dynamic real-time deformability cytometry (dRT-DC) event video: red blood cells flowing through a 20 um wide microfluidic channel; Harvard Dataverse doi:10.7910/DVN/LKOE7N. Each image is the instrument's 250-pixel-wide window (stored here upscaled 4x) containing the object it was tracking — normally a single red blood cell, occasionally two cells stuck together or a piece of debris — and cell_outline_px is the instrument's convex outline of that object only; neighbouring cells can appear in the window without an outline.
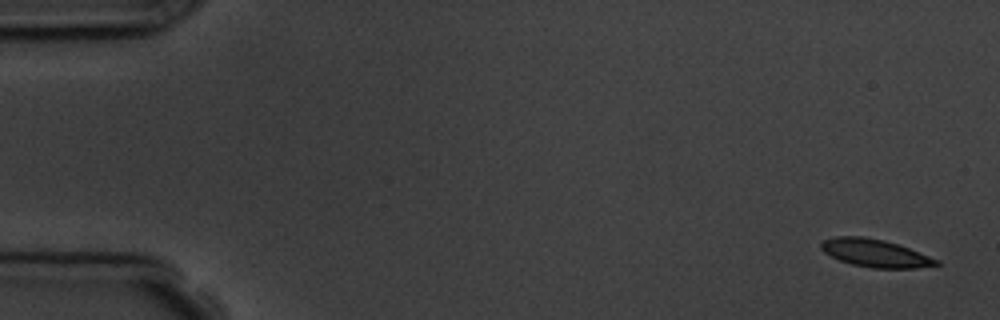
{"species": "common noctule bat (a hibernating species)", "species_latin": "Nyctalus noctula", "temperature_condition": "room temperature", "stored_images_in_passage": 5, "camera_frame_rate_fps": 3000, "um_per_image_px": 0.085, "animal": {"sex": "male", "body_mass_g": 19.5, "forearm_length_mm": 54.6}, "frame": {"image": 1, "passage_image": 1, "time_ms": 0.0, "image_size_px": [1000, 320], "cell_outline_px": [[940, 264], [916, 268], [872, 268], [852, 264], [840, 260], [824, 252], [820, 248], [820, 244], [824, 240], [836, 236], [864, 236], [884, 240], [908, 248], [940, 260]], "centroid_in_image_um": [74.38, 21.51], "position_along_channel_um": 10.6, "area_um2": 18.5}}
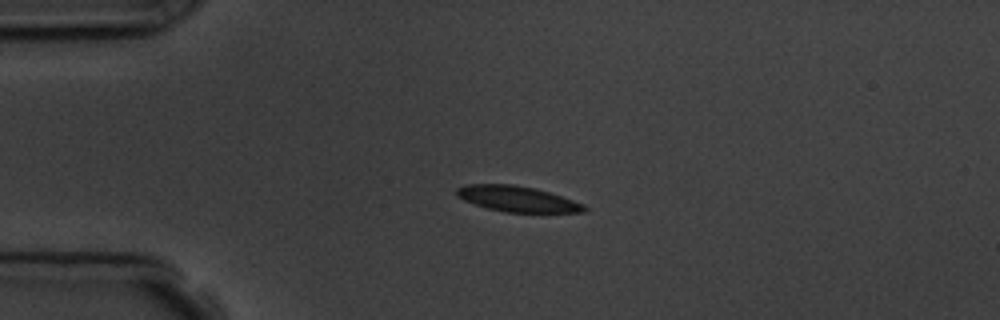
{"frame": {"image": 2, "passage_image": 4, "time_ms": 3.667, "image_size_px": [1000, 320], "cell_outline_px": [[588, 208], [584, 212], [504, 212], [488, 208], [464, 200], [456, 196], [456, 188], [468, 184], [512, 184], [532, 188], [548, 192], [584, 204]], "centroid_in_image_um": [43.95, 16.9], "position_along_channel_um": 41.1, "area_um2": 18.79}}